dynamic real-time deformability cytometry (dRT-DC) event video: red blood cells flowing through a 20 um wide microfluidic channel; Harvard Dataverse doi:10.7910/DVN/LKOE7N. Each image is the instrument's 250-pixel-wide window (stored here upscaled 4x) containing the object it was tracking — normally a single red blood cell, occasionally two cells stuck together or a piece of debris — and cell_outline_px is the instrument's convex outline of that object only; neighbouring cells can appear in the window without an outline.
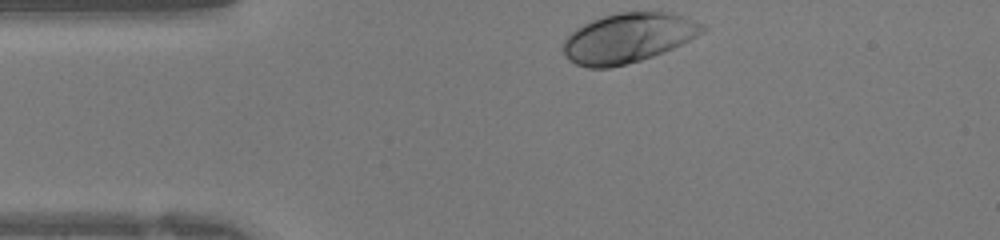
{"species": "human", "species_latin": "Homo sapiens", "temperature_condition": "warm", "stored_images_in_passage": 27, "camera_frame_rate_fps": 3000, "um_per_image_px": 0.085, "donor": {"sex": "female"}, "frame": {"image": 1, "passage_image": 1, "time_ms": 0.0, "image_size_px": [1000, 240], "cell_outline_px": [[708, 28], [704, 32], [664, 52], [640, 60], [608, 68], [588, 68], [576, 64], [564, 52], [564, 40], [576, 28], [592, 20], [604, 16], [620, 12], [668, 12], [704, 24]], "centroid_in_image_um": [53.4, 3.22], "position_along_channel_um": 31.6, "area_um2": 39.59}}
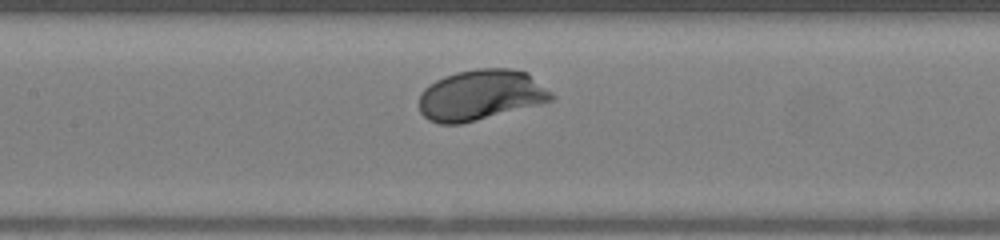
{"frame": {"image": 2, "passage_image": 12, "time_ms": 3.667, "image_size_px": [1000, 240], "cell_outline_px": [[556, 96], [552, 100], [540, 104], [460, 124], [440, 124], [428, 120], [420, 112], [420, 92], [428, 84], [444, 76], [456, 72], [476, 68], [508, 68], [528, 72], [552, 92]], "centroid_in_image_um": [40.86, 8.06], "position_along_channel_um": 166.5, "area_um2": 39.13}}
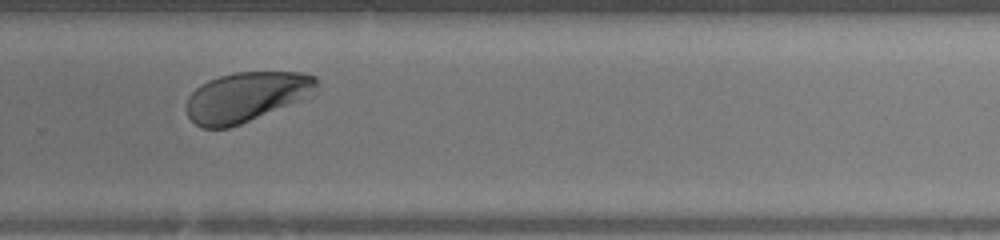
{"frame": {"image": 3, "passage_image": 21, "time_ms": 6.667, "image_size_px": [1000, 240], "cell_outline_px": [[316, 88], [296, 100], [240, 124], [228, 128], [204, 128], [196, 124], [188, 116], [188, 96], [200, 84], [208, 80], [232, 72], [304, 72], [316, 76]], "centroid_in_image_um": [20.85, 8.21], "position_along_channel_um": 309.0, "area_um2": 36.65}}